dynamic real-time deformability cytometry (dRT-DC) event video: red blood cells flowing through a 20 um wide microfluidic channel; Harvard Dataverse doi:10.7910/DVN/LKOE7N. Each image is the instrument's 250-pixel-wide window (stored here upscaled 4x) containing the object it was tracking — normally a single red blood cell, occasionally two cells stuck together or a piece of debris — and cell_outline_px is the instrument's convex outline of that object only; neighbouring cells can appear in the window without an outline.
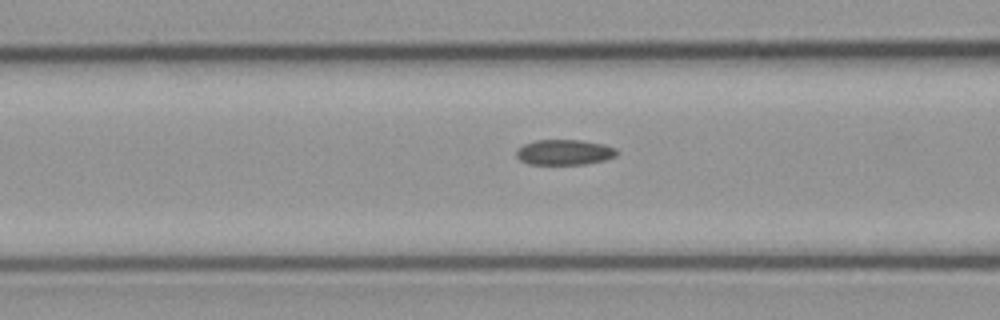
{"species": "common noctule bat (a hibernating species)", "species_latin": "Nyctalus noctula", "temperature_condition": "cold", "stored_images_in_passage": 33, "camera_frame_rate_fps": 3000, "um_per_image_px": 0.085, "animal": {"sex": "male", "body_mass_g": 23.1, "forearm_length_mm": 52.7}, "frame": {"image": 1, "passage_image": 12, "time_ms": 3.667, "image_size_px": [1000, 320], "cell_outline_px": [[616, 156], [604, 160], [584, 164], [528, 164], [520, 160], [516, 156], [516, 152], [524, 144], [536, 140], [580, 140], [604, 144], [616, 148]], "centroid_in_image_um": [47.97, 12.94], "position_along_channel_um": 118.6, "area_um2": 14.74}}
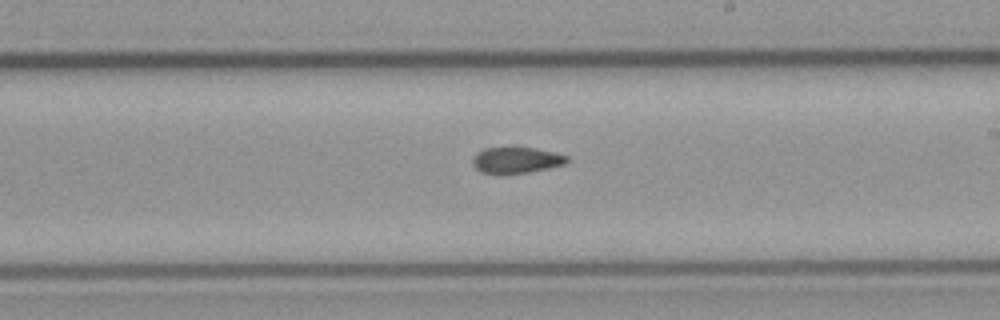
{"frame": {"image": 2, "passage_image": 22, "time_ms": 7.0, "image_size_px": [1000, 320], "cell_outline_px": [[568, 160], [564, 164], [548, 168], [528, 172], [504, 176], [500, 176], [480, 172], [472, 164], [472, 160], [476, 152], [484, 148], [512, 144], [536, 148], [568, 156]], "centroid_in_image_um": [43.8, 13.59], "position_along_channel_um": 245.2, "area_um2": 15.37}}
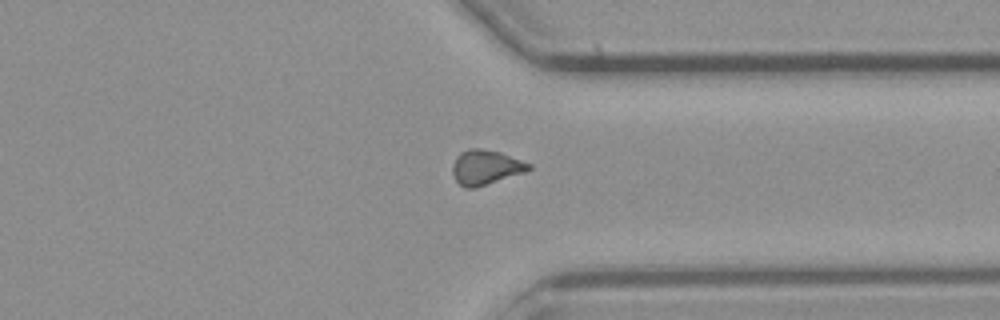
{"frame": {"image": 3, "passage_image": 32, "time_ms": 10.333, "image_size_px": [1000, 320], "cell_outline_px": [[532, 168], [524, 172], [476, 188], [464, 188], [456, 180], [452, 172], [452, 164], [456, 156], [460, 152], [468, 148], [480, 148], [500, 152], [532, 164]], "centroid_in_image_um": [41.26, 14.21], "position_along_channel_um": 370.1, "area_um2": 15.49}}